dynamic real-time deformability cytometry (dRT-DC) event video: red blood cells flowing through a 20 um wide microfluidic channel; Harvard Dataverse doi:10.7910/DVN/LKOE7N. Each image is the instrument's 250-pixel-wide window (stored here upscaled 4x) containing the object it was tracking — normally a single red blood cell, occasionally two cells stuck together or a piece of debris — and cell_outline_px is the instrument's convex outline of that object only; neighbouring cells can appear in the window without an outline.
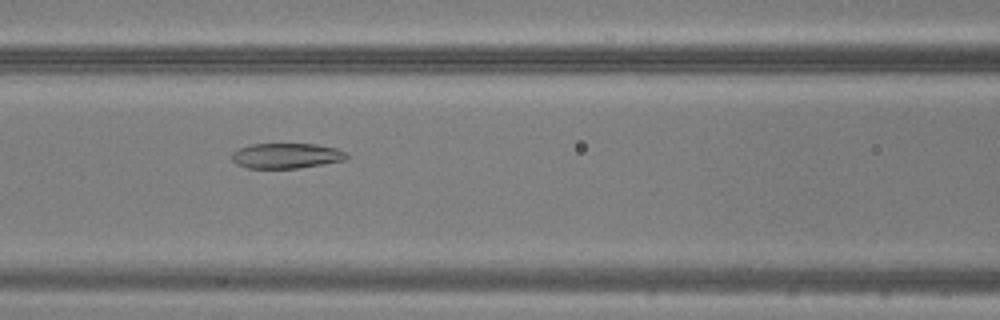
{"species": "common noctule bat (a hibernating species)", "species_latin": "Nyctalus noctula", "temperature_condition": "warm", "stored_images_in_passage": 50, "camera_frame_rate_fps": 3000, "um_per_image_px": 0.085, "animal": {"sex": "male", "body_mass_g": 20.5, "forearm_length_mm": 52.5}, "frame": {"image": 1, "passage_image": 22, "time_ms": 7.0, "image_size_px": [1000, 320], "cell_outline_px": [[348, 156], [344, 160], [300, 168], [248, 168], [236, 164], [232, 160], [232, 152], [240, 148], [252, 144], [316, 144], [336, 148], [344, 152]], "centroid_in_image_um": [24.32, 13.24], "position_along_channel_um": 142.3, "area_um2": 16.76}}
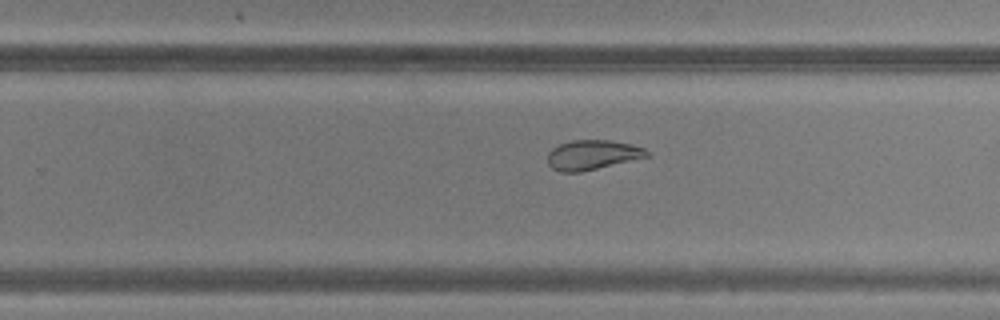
{"frame": {"image": 2, "passage_image": 32, "time_ms": 10.333, "image_size_px": [1000, 320], "cell_outline_px": [[652, 156], [580, 172], [560, 172], [552, 168], [548, 164], [548, 152], [552, 148], [560, 144], [572, 140], [612, 140], [632, 144], [644, 148], [652, 152]], "centroid_in_image_um": [50.41, 13.16], "position_along_channel_um": 279.4, "area_um2": 17.4}}
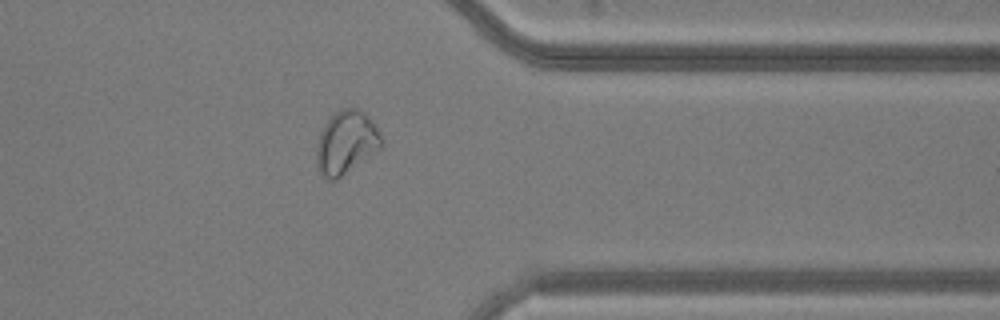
{"frame": {"image": 3, "passage_image": 40, "time_ms": 13.0, "image_size_px": [1000, 320], "cell_outline_px": [[384, 144], [380, 148], [336, 180], [328, 180], [320, 172], [316, 164], [316, 148], [320, 132], [324, 124], [340, 108], [360, 108], [368, 116], [384, 140]], "centroid_in_image_um": [29.41, 12.1], "position_along_channel_um": 382.0, "area_um2": 23.76}}